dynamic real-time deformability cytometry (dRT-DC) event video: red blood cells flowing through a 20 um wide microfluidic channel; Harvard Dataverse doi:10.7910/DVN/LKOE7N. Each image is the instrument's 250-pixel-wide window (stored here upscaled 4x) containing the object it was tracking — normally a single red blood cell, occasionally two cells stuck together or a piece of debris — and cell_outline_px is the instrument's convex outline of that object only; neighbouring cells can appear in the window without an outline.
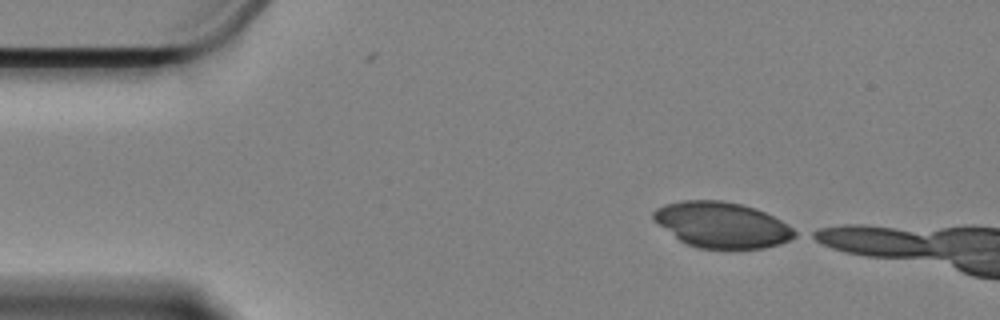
{"species": "Egyptian fruit bat (a non-hibernating species)", "species_latin": "Rousettus aegyptiacus", "temperature_condition": "cold", "stored_images_in_passage": 2, "camera_frame_rate_fps": 3000, "um_per_image_px": 0.085, "animal": {"sex": "female"}, "frame": {"image": 1, "passage_image": 2, "time_ms": 0.333, "image_size_px": [1000, 320], "cell_outline_px": [[800, 232], [796, 236], [780, 244], [764, 248], [696, 248], [680, 240], [652, 220], [652, 212], [656, 208], [664, 204], [684, 200], [720, 200], [740, 204], [756, 208], [788, 224]], "centroid_in_image_um": [61.36, 19.11], "position_along_channel_um": 23.6, "area_um2": 37.63}}